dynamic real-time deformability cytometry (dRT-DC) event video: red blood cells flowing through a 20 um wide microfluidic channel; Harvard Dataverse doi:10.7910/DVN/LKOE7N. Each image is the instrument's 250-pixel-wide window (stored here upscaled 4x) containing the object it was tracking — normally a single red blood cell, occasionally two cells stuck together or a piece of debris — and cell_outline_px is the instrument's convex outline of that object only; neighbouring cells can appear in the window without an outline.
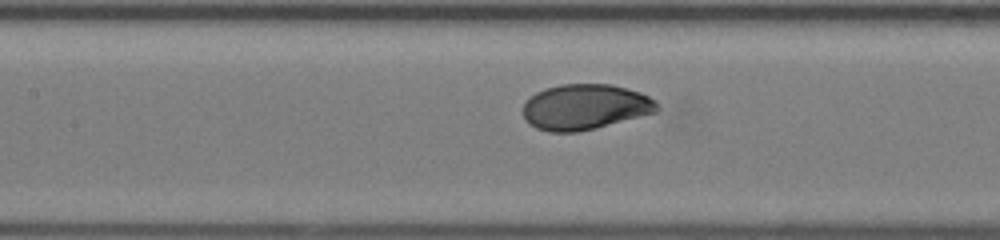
{"species": "human", "species_latin": "Homo sapiens", "temperature_condition": "room temperature", "stored_images_in_passage": 20, "camera_frame_rate_fps": 3000, "um_per_image_px": 0.085, "donor": {"sex": "female"}, "frame": {"image": 1, "passage_image": 15, "time_ms": 4.667, "image_size_px": [1000, 240], "cell_outline_px": [[660, 108], [656, 112], [596, 128], [576, 132], [548, 132], [536, 128], [528, 124], [524, 120], [524, 104], [536, 92], [544, 88], [560, 84], [612, 84], [640, 92], [656, 100]], "centroid_in_image_um": [49.73, 9.09], "position_along_channel_um": 157.7, "area_um2": 35.66}}